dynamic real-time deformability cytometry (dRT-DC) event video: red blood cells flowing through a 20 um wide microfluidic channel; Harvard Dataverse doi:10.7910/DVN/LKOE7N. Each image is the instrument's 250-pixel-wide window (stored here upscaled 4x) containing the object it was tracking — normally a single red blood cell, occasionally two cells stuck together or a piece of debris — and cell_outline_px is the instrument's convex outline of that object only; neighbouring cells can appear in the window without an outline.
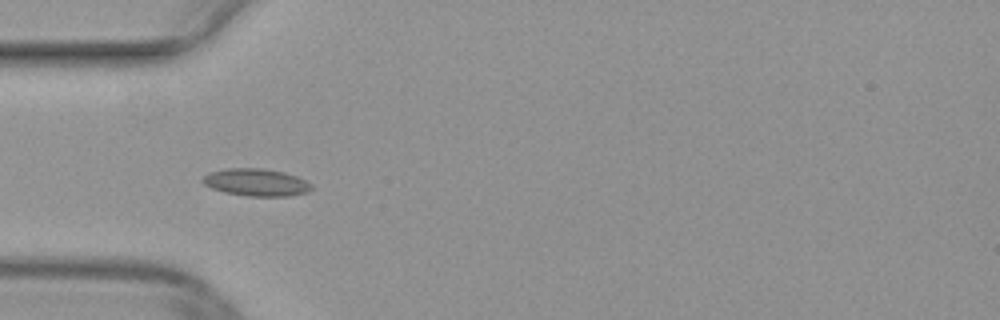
{"species": "common noctule bat (a hibernating species)", "species_latin": "Nyctalus noctula", "temperature_condition": "warm", "stored_images_in_passage": 36, "camera_frame_rate_fps": 3000, "um_per_image_px": 0.085, "animal": {"sex": "female", "body_mass_g": 29.2, "forearm_length_mm": 56.3}, "frame": {"image": 1, "passage_image": 1, "time_ms": 0.0, "image_size_px": [1000, 320], "cell_outline_px": [[312, 188], [308, 192], [288, 196], [248, 196], [224, 192], [212, 188], [204, 184], [200, 180], [208, 172], [228, 168], [264, 168], [284, 172], [296, 176], [312, 184]], "centroid_in_image_um": [21.76, 15.49], "position_along_channel_um": 63.2, "area_um2": 17.4}}
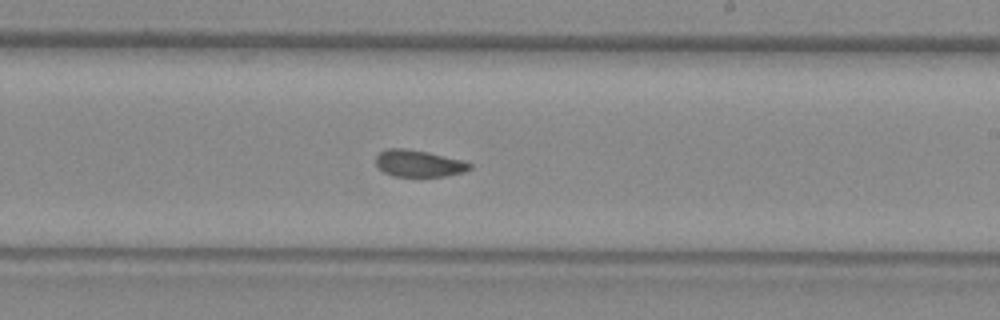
{"frame": {"image": 2, "passage_image": 15, "time_ms": 4.667, "image_size_px": [1000, 320], "cell_outline_px": [[472, 168], [464, 172], [444, 176], [392, 176], [384, 172], [376, 164], [376, 156], [380, 152], [388, 148], [404, 148], [428, 152], [464, 160], [472, 164]], "centroid_in_image_um": [35.61, 13.89], "position_along_channel_um": 253.4, "area_um2": 14.68}}
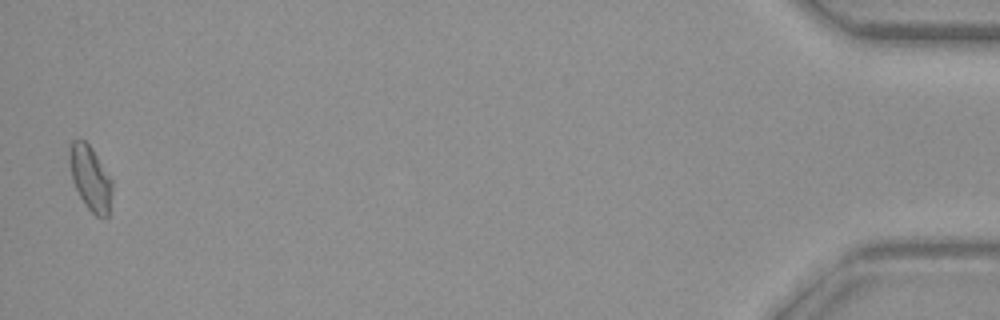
{"frame": {"image": 3, "passage_image": 35, "time_ms": 11.333, "image_size_px": [1000, 320], "cell_outline_px": [[112, 192], [108, 216], [104, 220], [96, 216], [84, 204], [72, 180], [68, 160], [68, 152], [72, 140], [84, 140], [92, 148], [112, 180]], "centroid_in_image_um": [7.67, 15.16], "position_along_channel_um": 427.5, "area_um2": 16.18}}